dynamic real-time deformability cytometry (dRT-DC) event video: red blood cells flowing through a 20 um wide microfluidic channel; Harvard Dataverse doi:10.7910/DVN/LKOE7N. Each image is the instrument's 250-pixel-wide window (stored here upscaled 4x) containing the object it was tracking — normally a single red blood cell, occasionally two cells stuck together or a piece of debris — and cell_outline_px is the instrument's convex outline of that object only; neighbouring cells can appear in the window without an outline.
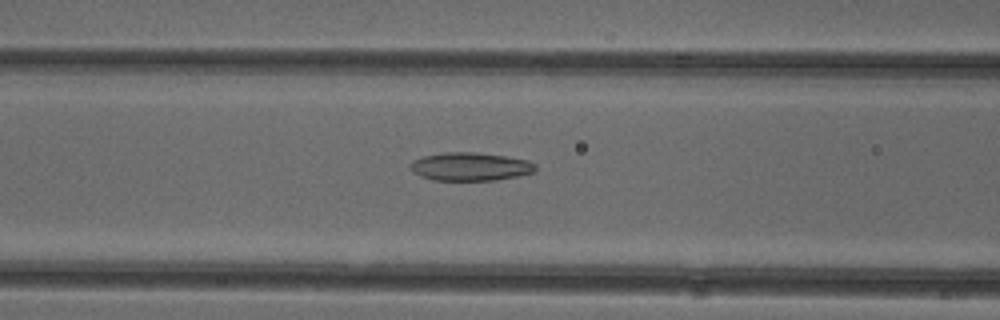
{"species": "common noctule bat (a hibernating species)", "species_latin": "Nyctalus noctula", "temperature_condition": "cold", "stored_images_in_passage": 46, "camera_frame_rate_fps": 3000, "um_per_image_px": 0.085, "animal": {"sex": "female"}, "frame": {"image": 1, "passage_image": 21, "time_ms": 6.667, "image_size_px": [1000, 320], "cell_outline_px": [[536, 168], [532, 172], [516, 176], [496, 180], [432, 180], [420, 176], [408, 164], [412, 160], [424, 156], [444, 152], [476, 152], [508, 156], [528, 160], [536, 164]], "centroid_in_image_um": [39.98, 14.15], "position_along_channel_um": 126.6, "area_um2": 20.58}}
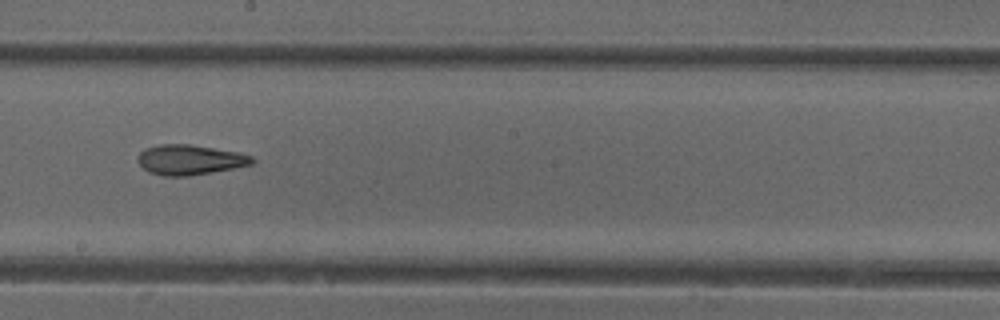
{"frame": {"image": 2, "passage_image": 29, "time_ms": 9.333, "image_size_px": [1000, 320], "cell_outline_px": [[256, 160], [252, 164], [212, 172], [188, 176], [164, 176], [148, 172], [136, 160], [136, 156], [144, 148], [160, 144], [188, 144], [240, 152], [252, 156]], "centroid_in_image_um": [16.11, 13.57], "position_along_channel_um": 232.1, "area_um2": 20.11}}
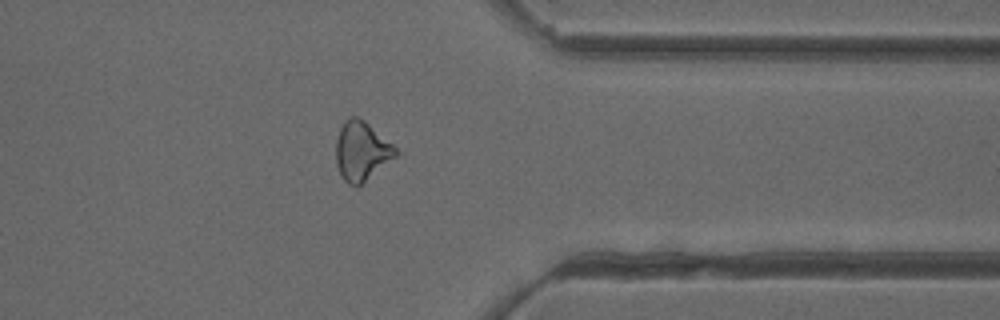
{"frame": {"image": 3, "passage_image": 41, "time_ms": 13.333, "image_size_px": [1000, 320], "cell_outline_px": [[404, 152], [356, 188], [348, 184], [340, 176], [336, 164], [336, 140], [340, 128], [344, 120], [352, 116], [356, 116], [364, 120]], "centroid_in_image_um": [30.79, 12.86], "position_along_channel_um": 380.6, "area_um2": 21.27}, "authors_computed_cell_mechanics": {"area_um2": 20.7502, "velocity_mm_per_s": 3.9567, "shape_relaxation_time_tau1_ms": null, "shape_relaxation_time_tau2_ms": 5.3143, "deformation_change_tau1": null, "deformation_change_tau2": 0.173}}